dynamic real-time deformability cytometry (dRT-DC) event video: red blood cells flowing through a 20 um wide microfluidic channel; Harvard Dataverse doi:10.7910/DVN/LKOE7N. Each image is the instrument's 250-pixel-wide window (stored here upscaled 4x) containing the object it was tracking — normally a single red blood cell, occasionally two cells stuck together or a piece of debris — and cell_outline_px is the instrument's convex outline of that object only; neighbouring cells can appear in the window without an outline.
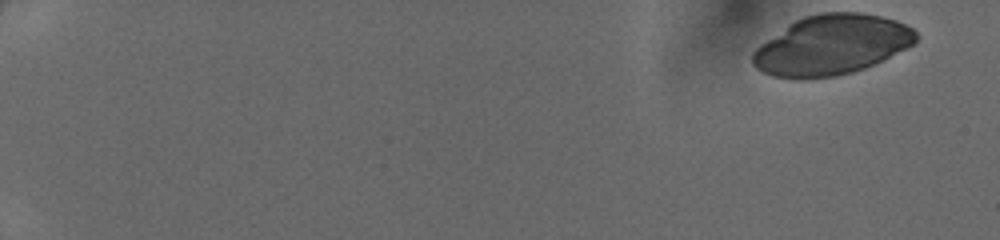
{"species": "human", "species_latin": "Homo sapiens", "temperature_condition": "cold", "stored_images_in_passage": 23, "camera_frame_rate_fps": 3000, "um_per_image_px": 0.085, "donor": {"sex": "female"}, "frame": {"image": 1, "passage_image": 1, "time_ms": 0.0, "image_size_px": [1000, 240], "cell_outline_px": [[916, 40], [912, 44], [884, 60], [864, 68], [852, 72], [836, 76], [808, 80], [800, 80], [772, 76], [756, 68], [752, 64], [752, 52], [760, 44], [796, 20], [804, 16], [816, 12], [860, 12], [880, 16], [896, 20], [912, 28], [916, 32]], "centroid_in_image_um": [70.65, 3.84], "position_along_channel_um": 14.3, "area_um2": 57.11}}